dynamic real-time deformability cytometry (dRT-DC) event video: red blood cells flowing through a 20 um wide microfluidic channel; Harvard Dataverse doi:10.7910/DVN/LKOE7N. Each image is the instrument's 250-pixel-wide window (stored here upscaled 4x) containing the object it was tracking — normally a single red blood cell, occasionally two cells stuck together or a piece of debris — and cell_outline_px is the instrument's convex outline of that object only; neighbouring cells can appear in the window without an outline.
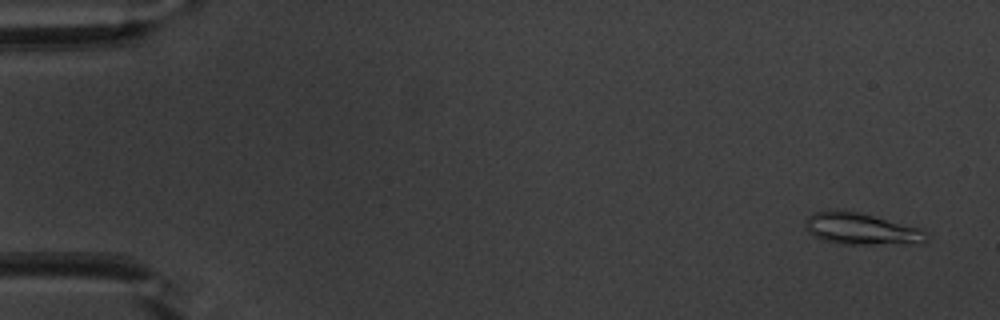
{"species": "common noctule bat (a hibernating species)", "species_latin": "Nyctalus noctula", "temperature_condition": "warm", "stored_images_in_passage": 52, "camera_frame_rate_fps": 3000, "um_per_image_px": 0.085, "animal": {"sex": "male", "body_mass_g": 20.1, "forearm_length_mm": 53.5}, "frame": {"image": 1, "passage_image": 3, "time_ms": 0.667, "image_size_px": [1000, 320], "cell_outline_px": [[928, 240], [924, 244], [844, 244], [824, 240], [808, 232], [804, 228], [808, 216], [816, 212], [828, 208], [840, 208], [860, 212], [920, 228], [924, 232]], "centroid_in_image_um": [73.2, 19.43], "position_along_channel_um": 11.8, "area_um2": 22.72}}
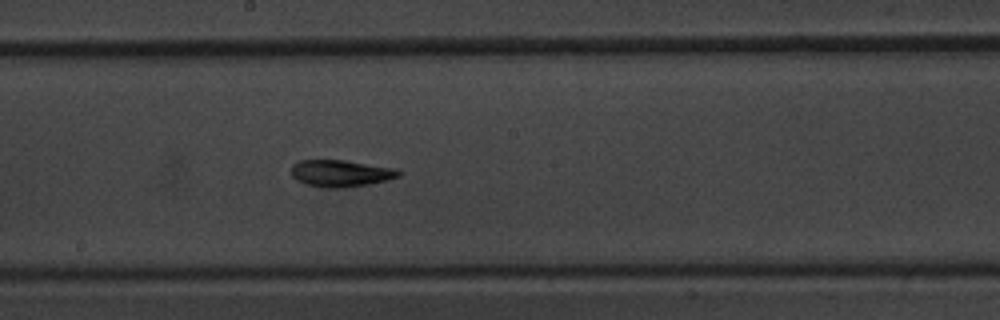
{"frame": {"image": 2, "passage_image": 29, "time_ms": 9.333, "image_size_px": [1000, 320], "cell_outline_px": [[400, 176], [388, 180], [368, 184], [344, 188], [320, 188], [304, 184], [296, 180], [292, 176], [292, 164], [300, 160], [344, 160], [396, 168], [400, 172]], "centroid_in_image_um": [28.94, 14.74], "position_along_channel_um": 219.3, "area_um2": 16.99}}
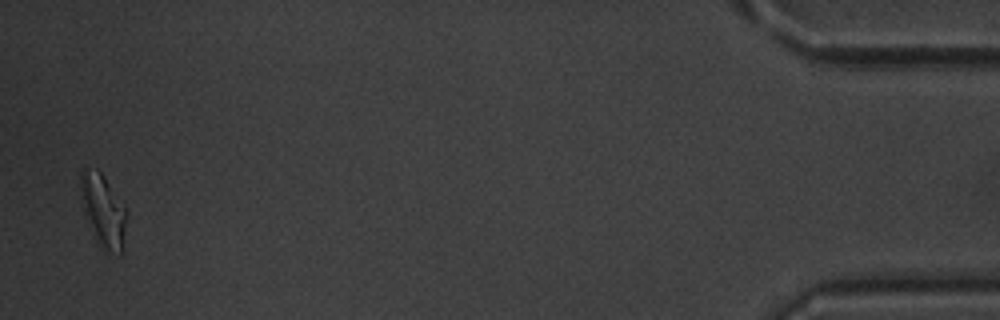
{"frame": {"image": 3, "passage_image": 51, "time_ms": 16.667, "image_size_px": [1000, 320], "cell_outline_px": [[128, 216], [124, 252], [120, 256], [104, 252], [96, 244], [84, 216], [80, 204], [80, 168], [96, 168], [104, 176], [128, 212]], "centroid_in_image_um": [8.77, 18.0], "position_along_channel_um": 426.4, "area_um2": 20.81}, "authors_computed_cell_mechanics": {"area_um2": 16.9354, "velocity_mm_per_s": 3.9645, "shape_relaxation_time_tau1_ms": 4.6745, "shape_relaxation_time_tau2_ms": 2.7126, "deformation_change_tau1": 0.1871, "deformation_change_tau2": 0.1082}}